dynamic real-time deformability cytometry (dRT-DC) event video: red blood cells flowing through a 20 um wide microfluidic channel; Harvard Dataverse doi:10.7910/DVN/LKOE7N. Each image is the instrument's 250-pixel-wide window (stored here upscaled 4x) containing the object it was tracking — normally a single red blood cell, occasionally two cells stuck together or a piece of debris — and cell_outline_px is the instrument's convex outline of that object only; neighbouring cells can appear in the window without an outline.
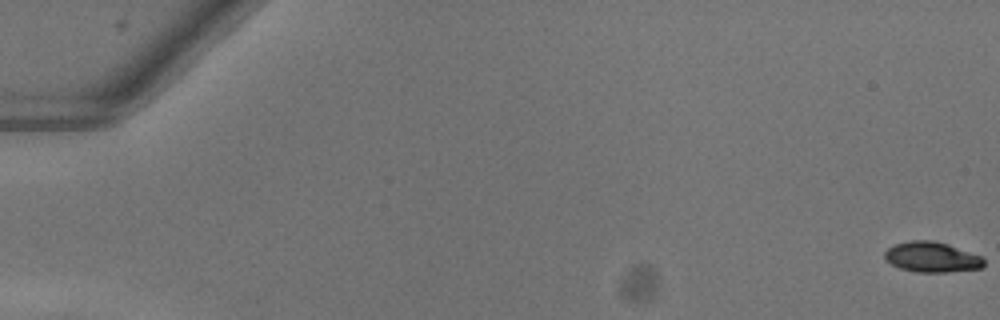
{"species": "common noctule bat (a hibernating species)", "species_latin": "Nyctalus noctula", "temperature_condition": "warm", "stored_images_in_passage": 53, "camera_frame_rate_fps": 3000, "um_per_image_px": 0.085, "animal": {"sex": "female"}, "frame": {"image": 1, "passage_image": 1, "time_ms": 0.0, "image_size_px": [1000, 320], "cell_outline_px": [[984, 268], [948, 272], [916, 272], [900, 268], [884, 260], [884, 252], [888, 248], [896, 244], [908, 240], [932, 240], [948, 244], [980, 256], [984, 260]], "centroid_in_image_um": [79.19, 21.85], "position_along_channel_um": 5.8, "area_um2": 17.57}}
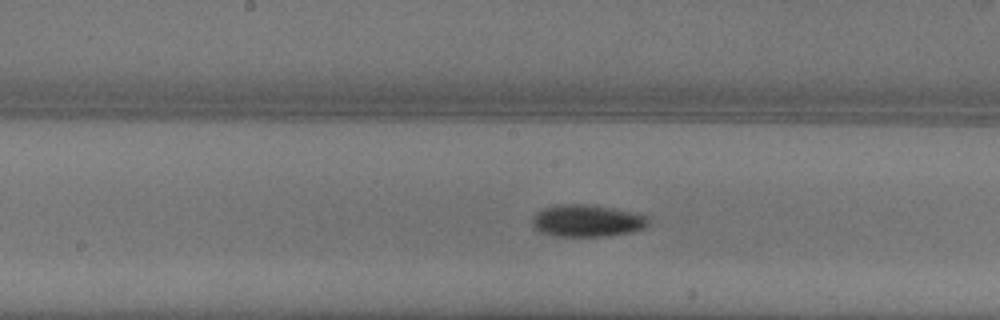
{"frame": {"image": 2, "passage_image": 29, "time_ms": 9.333, "image_size_px": [1000, 320], "cell_outline_px": [[648, 224], [644, 228], [632, 232], [608, 236], [552, 236], [540, 232], [532, 228], [532, 220], [536, 212], [544, 208], [556, 204], [588, 204], [636, 212], [648, 216]], "centroid_in_image_um": [49.88, 18.76], "position_along_channel_um": 198.3, "area_um2": 22.02}}
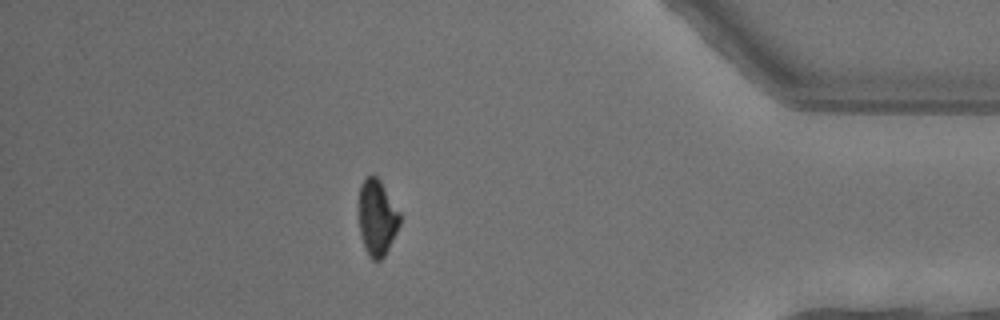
{"frame": {"image": 3, "passage_image": 47, "time_ms": 15.333, "image_size_px": [1000, 320], "cell_outline_px": [[400, 224], [384, 256], [380, 260], [372, 260], [368, 256], [364, 248], [360, 232], [356, 208], [360, 184], [368, 176], [376, 176], [380, 180], [400, 212]], "centroid_in_image_um": [32.0, 18.48], "position_along_channel_um": 403.2, "area_um2": 18.55}, "authors_computed_cell_mechanics": {"area_um2": 19.1318, "velocity_mm_per_s": 4.0566, "shape_relaxation_time_tau1_ms": 3.463, "shape_relaxation_time_tau2_ms": null, "deformation_change_tau1": 0.13, "deformation_change_tau2": null}}